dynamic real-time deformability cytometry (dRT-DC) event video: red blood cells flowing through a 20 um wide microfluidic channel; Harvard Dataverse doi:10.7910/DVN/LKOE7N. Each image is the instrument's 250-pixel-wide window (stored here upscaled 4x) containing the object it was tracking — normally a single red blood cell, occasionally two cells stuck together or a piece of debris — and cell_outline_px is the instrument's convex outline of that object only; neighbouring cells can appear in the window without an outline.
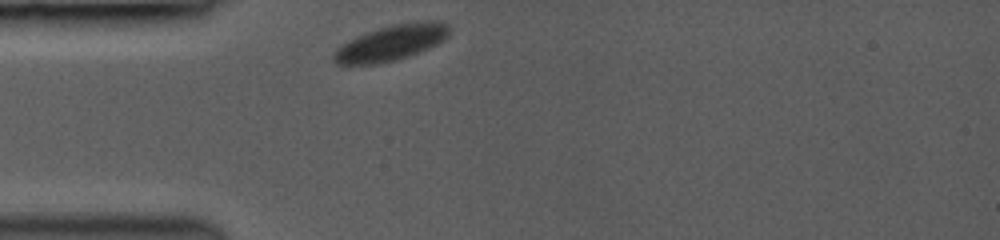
{"species": "common noctule bat (a hibernating species)", "species_latin": "Nyctalus noctula", "temperature_condition": "room temperature", "stored_images_in_passage": 30, "camera_frame_rate_fps": 3000, "um_per_image_px": 0.085, "animal": {"sex": "female", "body_mass_g": 19.0, "forearm_length_mm": 53.3}, "frame": {"image": 1, "passage_image": 1, "time_ms": 0.0, "image_size_px": [1000, 240], "cell_outline_px": [[448, 36], [444, 40], [420, 52], [396, 60], [380, 64], [336, 64], [332, 60], [332, 52], [336, 48], [368, 32], [380, 28], [396, 24], [424, 20], [440, 20], [448, 24]], "centroid_in_image_um": [33.28, 3.64], "position_along_channel_um": 51.7, "area_um2": 23.76}}
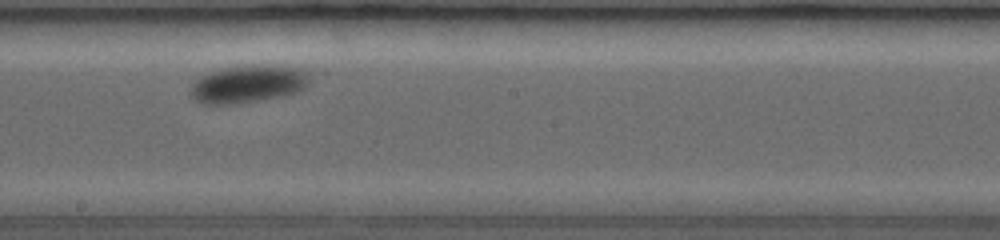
{"frame": {"image": 2, "passage_image": 15, "time_ms": 5.0, "image_size_px": [1000, 240], "cell_outline_px": [[308, 84], [304, 88], [296, 92], [280, 96], [256, 100], [228, 104], [204, 104], [196, 100], [192, 96], [192, 84], [200, 76], [208, 72], [224, 68], [252, 64], [284, 64], [300, 68], [308, 76]], "centroid_in_image_um": [21.1, 7.1], "position_along_channel_um": 227.1, "area_um2": 26.01}}
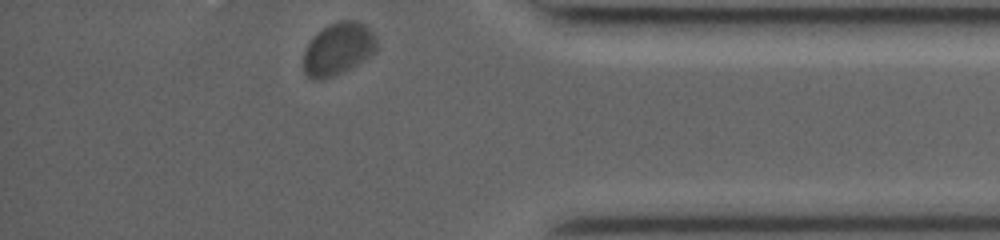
{"frame": {"image": 3, "passage_image": 30, "time_ms": 10.0, "image_size_px": [1000, 240], "cell_outline_px": [[376, 52], [372, 56], [344, 72], [320, 80], [312, 80], [304, 72], [304, 52], [312, 36], [324, 28], [340, 20], [356, 20], [364, 24], [372, 32], [376, 40]], "centroid_in_image_um": [28.75, 4.17], "position_along_channel_um": 406.4, "area_um2": 22.37}, "authors_computed_cell_mechanics": {"area_um2": 25.0274, "velocity_mm_per_s": 3.7296, "shape_relaxation_time_tau1_ms": 2.0168, "shape_relaxation_time_tau2_ms": null, "deformation_change_tau1": 0.0556, "deformation_change_tau2": null}}